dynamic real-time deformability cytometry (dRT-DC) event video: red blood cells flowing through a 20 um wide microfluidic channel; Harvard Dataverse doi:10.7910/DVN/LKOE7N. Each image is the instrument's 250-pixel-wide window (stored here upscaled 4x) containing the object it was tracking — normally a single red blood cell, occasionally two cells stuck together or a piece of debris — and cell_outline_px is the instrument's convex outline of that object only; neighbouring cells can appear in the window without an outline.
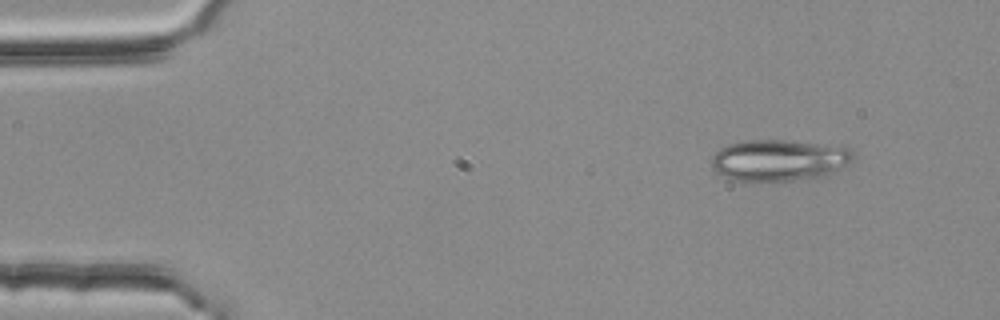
{"species": "common noctule bat (a hibernating species)", "species_latin": "Nyctalus noctula", "temperature_condition": "room temperature", "stored_images_in_passage": 49, "camera_frame_rate_fps": 3000, "um_per_image_px": 0.085, "animal": {"sex": "female", "body_mass_g": 25.1}, "frame": {"image": 1, "passage_image": 1, "time_ms": 0.0, "image_size_px": [1000, 320], "cell_outline_px": [[856, 156], [852, 164], [828, 176], [804, 180], [752, 184], [748, 184], [732, 180], [716, 172], [712, 168], [712, 156], [720, 148], [728, 144], [744, 140], [792, 140], [844, 144], [856, 152]], "centroid_in_image_um": [66.34, 13.64], "position_along_channel_um": 18.7, "area_um2": 36.59}}
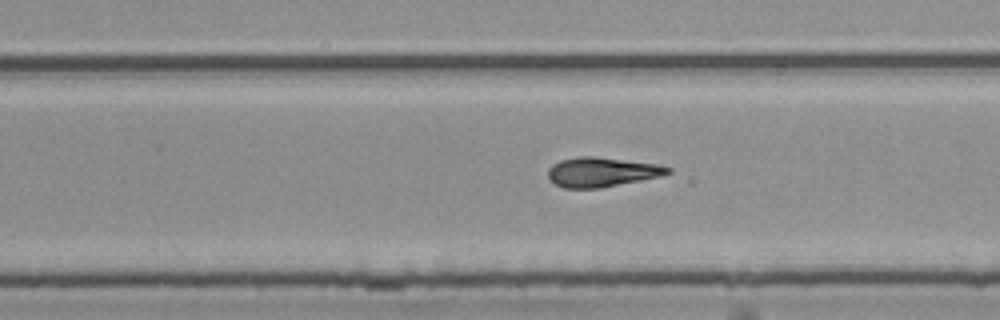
{"frame": {"image": 2, "passage_image": 29, "time_ms": 9.333, "image_size_px": [1000, 320], "cell_outline_px": [[672, 172], [640, 180], [600, 188], [564, 188], [556, 184], [548, 176], [548, 168], [552, 164], [560, 160], [580, 156], [592, 156], [660, 164], [672, 168]], "centroid_in_image_um": [51.13, 14.61], "position_along_channel_um": 278.7, "area_um2": 20.4}}
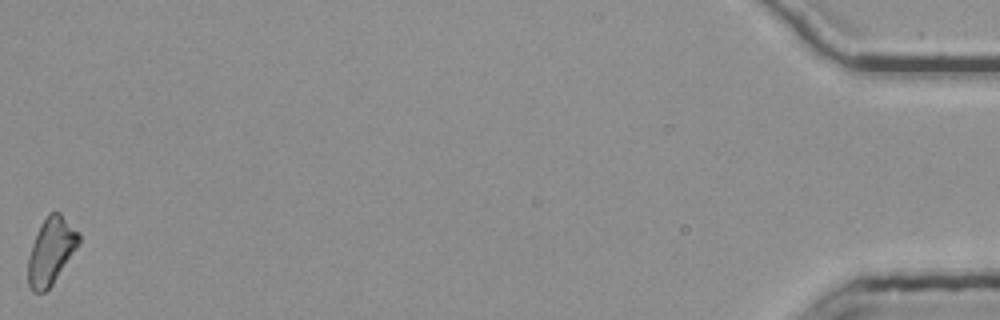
{"frame": {"image": 3, "passage_image": 49, "time_ms": 16.0, "image_size_px": [1000, 320], "cell_outline_px": [[80, 244], [52, 284], [44, 292], [32, 292], [28, 284], [28, 256], [32, 244], [40, 224], [48, 212], [60, 212], [80, 232]], "centroid_in_image_um": [4.35, 21.3], "position_along_channel_um": 430.9, "area_um2": 19.88}, "authors_computed_cell_mechanics": {"area_um2": 20.2878, "velocity_mm_per_s": 3.8096, "shape_relaxation_time_tau1_ms": null, "shape_relaxation_time_tau2_ms": 5.0044, "deformation_change_tau1": null, "deformation_change_tau2": 0.1623}}